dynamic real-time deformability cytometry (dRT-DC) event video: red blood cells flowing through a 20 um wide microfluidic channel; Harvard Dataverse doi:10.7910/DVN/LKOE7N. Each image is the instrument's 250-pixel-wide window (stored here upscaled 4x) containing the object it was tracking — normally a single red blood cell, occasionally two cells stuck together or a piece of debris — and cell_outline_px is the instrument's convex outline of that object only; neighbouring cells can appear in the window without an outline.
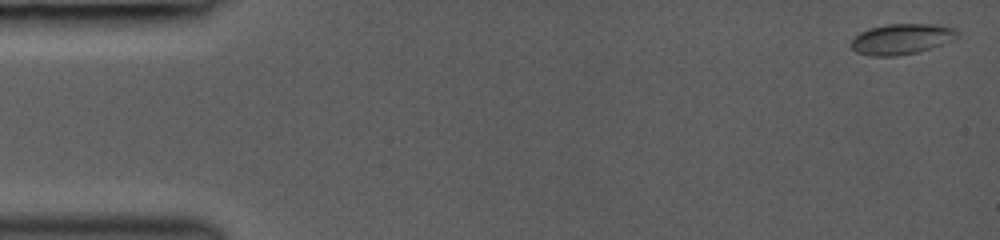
{"species": "common noctule bat (a hibernating species)", "species_latin": "Nyctalus noctula", "temperature_condition": "room temperature", "stored_images_in_passage": 23, "camera_frame_rate_fps": 3000, "um_per_image_px": 0.085, "animal": {"sex": "female", "body_mass_g": 19.0, "forearm_length_mm": 53.3}, "frame": {"image": 1, "passage_image": 2, "time_ms": 0.333, "image_size_px": [1000, 240], "cell_outline_px": [[960, 36], [952, 40], [916, 52], [896, 56], [872, 56], [856, 52], [848, 44], [860, 32], [868, 28], [888, 24], [936, 24], [956, 28], [960, 32]], "centroid_in_image_um": [76.63, 3.3], "position_along_channel_um": 8.4, "area_um2": 18.96}}
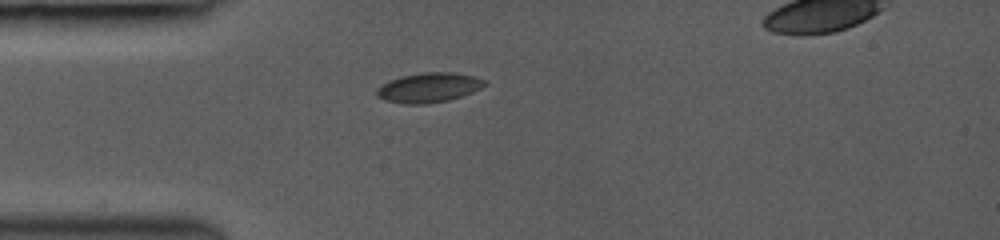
{"frame": {"image": 2, "passage_image": 19, "time_ms": 4.333, "image_size_px": [1000, 240], "cell_outline_px": [[488, 84], [472, 92], [448, 100], [428, 104], [404, 104], [384, 100], [376, 96], [376, 88], [380, 84], [388, 80], [404, 76], [424, 72], [456, 72], [476, 76], [484, 80]], "centroid_in_image_um": [36.42, 7.44], "position_along_channel_um": 48.6, "area_um2": 18.84}}